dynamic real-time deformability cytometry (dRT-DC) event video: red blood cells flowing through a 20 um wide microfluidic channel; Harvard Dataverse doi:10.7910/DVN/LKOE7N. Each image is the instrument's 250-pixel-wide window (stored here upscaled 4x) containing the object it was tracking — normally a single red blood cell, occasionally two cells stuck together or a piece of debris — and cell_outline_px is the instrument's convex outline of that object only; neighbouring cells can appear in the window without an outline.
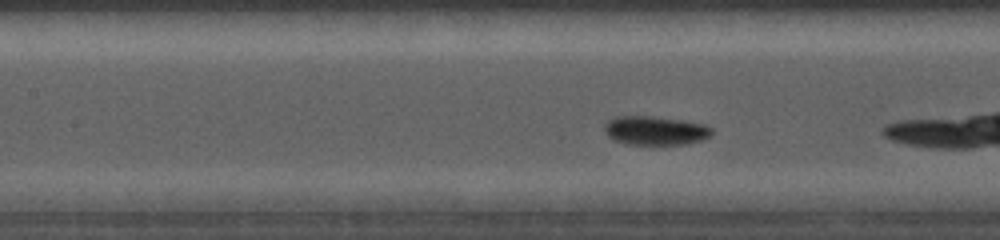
{"species": "common noctule bat (a hibernating species)", "species_latin": "Nyctalus noctula", "temperature_condition": "cold", "stored_images_in_passage": 13, "camera_frame_rate_fps": 5000, "um_per_image_px": 0.085, "animal": {"sex": "female", "body_mass_g": 19.0, "forearm_length_mm": 56.7}, "frame": {"image": 1, "passage_image": 10, "time_ms": 2.0, "image_size_px": [1000, 240], "cell_outline_px": [[712, 132], [708, 136], [700, 140], [688, 144], [624, 144], [612, 140], [608, 136], [604, 128], [604, 124], [608, 120], [616, 116], [652, 116], [684, 120], [704, 124], [712, 128]], "centroid_in_image_um": [55.66, 11.09], "position_along_channel_um": 151.7, "area_um2": 18.15}}